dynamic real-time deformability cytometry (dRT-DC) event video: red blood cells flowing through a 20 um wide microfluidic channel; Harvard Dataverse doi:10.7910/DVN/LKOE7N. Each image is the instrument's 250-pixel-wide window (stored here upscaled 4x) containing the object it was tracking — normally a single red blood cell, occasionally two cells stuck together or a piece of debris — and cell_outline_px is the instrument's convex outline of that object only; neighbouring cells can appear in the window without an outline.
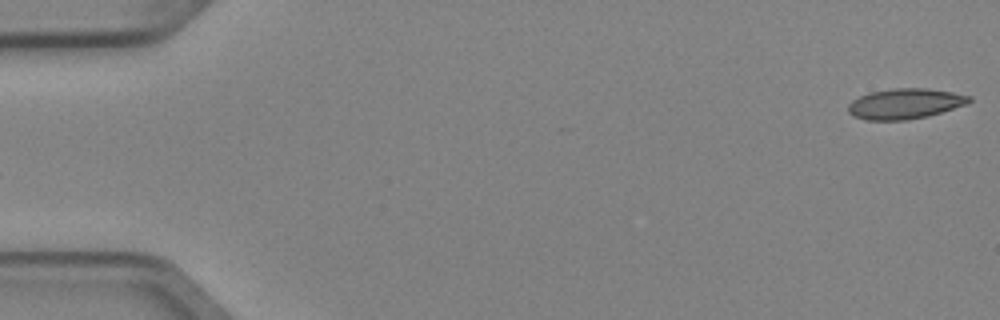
{"species": "Egyptian fruit bat (a non-hibernating species)", "species_latin": "Rousettus aegyptiacus", "temperature_condition": "cold", "stored_images_in_passage": 4, "segment_of_instrument_passage": [2, 2], "camera_frame_rate_fps": 3000, "um_per_image_px": 0.085, "animal": {"sex": "female"}, "frame": {"image": 1, "passage_image": 4, "time_ms": 1.0, "image_size_px": [1000, 320], "cell_outline_px": [[972, 100], [968, 104], [928, 116], [908, 120], [864, 120], [852, 116], [848, 112], [848, 104], [852, 100], [868, 92], [896, 88], [928, 88], [952, 92], [972, 96]], "centroid_in_image_um": [76.92, 8.82], "position_along_channel_um": 8.1, "area_um2": 21.68}}